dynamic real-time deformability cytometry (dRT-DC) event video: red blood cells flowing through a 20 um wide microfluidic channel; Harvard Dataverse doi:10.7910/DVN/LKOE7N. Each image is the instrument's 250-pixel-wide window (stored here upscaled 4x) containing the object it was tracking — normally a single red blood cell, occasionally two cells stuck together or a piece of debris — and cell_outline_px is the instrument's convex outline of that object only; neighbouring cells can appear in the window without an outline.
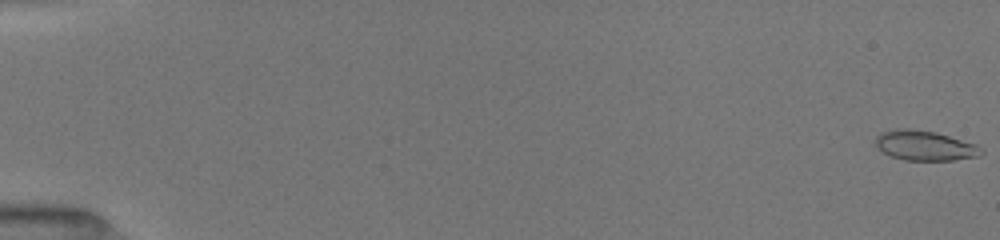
{"species": "common noctule bat (a hibernating species)", "species_latin": "Nyctalus noctula", "temperature_condition": "room temperature", "stored_images_in_passage": 52, "camera_frame_rate_fps": 3000, "um_per_image_px": 0.085, "animal": {"sex": "female", "body_mass_g": 19.5, "forearm_length_mm": 54.1}, "frame": {"image": 1, "passage_image": 1, "time_ms": 0.0, "image_size_px": [1000, 240], "cell_outline_px": [[984, 152], [980, 156], [952, 160], [904, 160], [892, 156], [884, 152], [872, 140], [880, 132], [900, 128], [908, 128], [936, 132], [976, 144], [984, 148]], "centroid_in_image_um": [78.63, 12.37], "position_along_channel_um": 6.4, "area_um2": 18.5}}
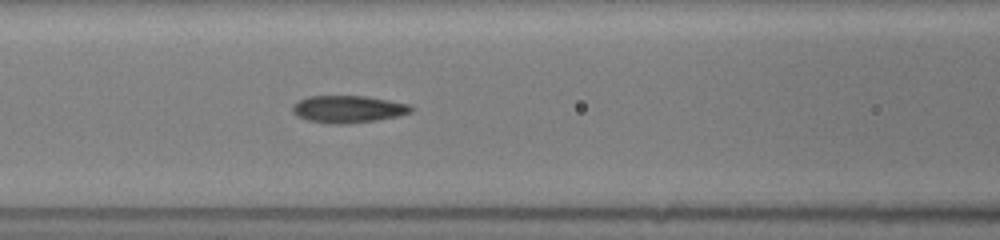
{"frame": {"image": 2, "passage_image": 24, "time_ms": 7.667, "image_size_px": [1000, 240], "cell_outline_px": [[412, 112], [400, 116], [376, 120], [348, 124], [332, 124], [308, 120], [296, 116], [292, 112], [292, 104], [308, 96], [368, 96], [408, 104], [412, 108]], "centroid_in_image_um": [29.57, 9.28], "position_along_channel_um": 137.0, "area_um2": 18.9}}
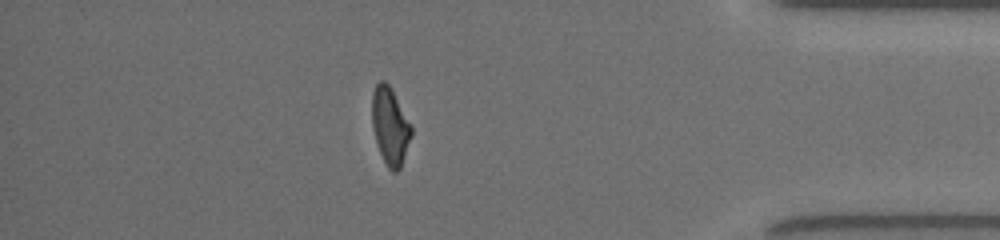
{"frame": {"image": 3, "passage_image": 46, "time_ms": 15.0, "image_size_px": [1000, 240], "cell_outline_px": [[412, 136], [400, 168], [396, 172], [392, 172], [388, 168], [380, 152], [372, 128], [372, 92], [376, 84], [380, 80], [384, 80], [392, 88], [412, 124]], "centroid_in_image_um": [33.17, 10.68], "position_along_channel_um": 402.0, "area_um2": 17.92}, "authors_computed_cell_mechanics": {"area_um2": 18.496, "velocity_mm_per_s": 4.0516, "shape_relaxation_time_tau1_ms": 6.167, "shape_relaxation_time_tau2_ms": 1.7823, "deformation_change_tau1": 0.208, "deformation_change_tau2": 0.0878}}